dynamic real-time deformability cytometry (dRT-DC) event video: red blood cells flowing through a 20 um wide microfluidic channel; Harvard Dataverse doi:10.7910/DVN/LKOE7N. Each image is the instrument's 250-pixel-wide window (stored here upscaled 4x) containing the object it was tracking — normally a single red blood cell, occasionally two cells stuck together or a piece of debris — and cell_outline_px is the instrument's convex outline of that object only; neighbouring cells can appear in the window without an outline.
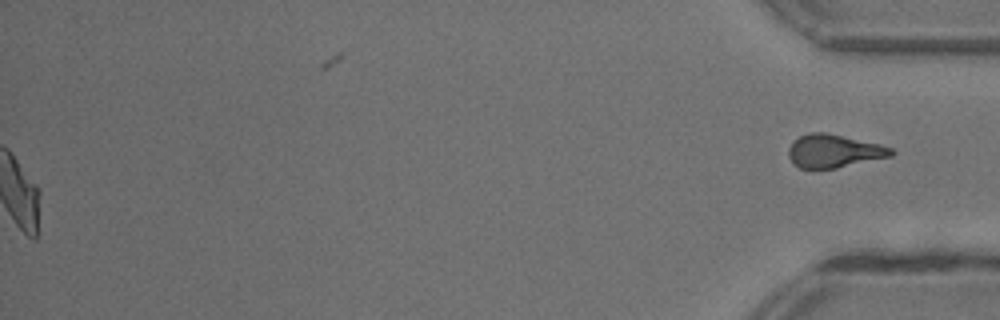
{"species": "common noctule bat (a hibernating species)", "species_latin": "Nyctalus noctula", "temperature_condition": "warm", "stored_images_in_passage": 45, "segment_of_instrument_passage": [2, 2], "camera_frame_rate_fps": 3000, "um_per_image_px": 0.085, "animal": {"sex": "female"}, "frame": {"image": 1, "passage_image": 45, "time_ms": 14.667, "image_size_px": [1000, 320], "cell_outline_px": [[896, 152], [892, 156], [836, 168], [800, 168], [788, 156], [788, 148], [800, 136], [808, 132], [824, 132], [880, 144], [892, 148]], "centroid_in_image_um": [70.91, 12.83], "position_along_channel_um": 364.3, "area_um2": 19.59}}